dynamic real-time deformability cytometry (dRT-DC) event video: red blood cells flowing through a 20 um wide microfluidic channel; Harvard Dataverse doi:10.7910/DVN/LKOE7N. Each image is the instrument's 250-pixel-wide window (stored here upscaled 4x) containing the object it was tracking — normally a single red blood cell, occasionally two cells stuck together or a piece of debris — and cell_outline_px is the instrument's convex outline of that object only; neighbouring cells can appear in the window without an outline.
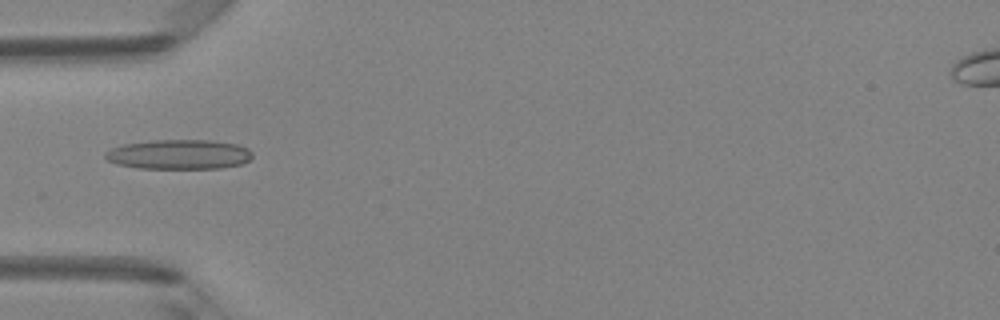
{"species": "Egyptian fruit bat (a non-hibernating species)", "species_latin": "Rousettus aegyptiacus", "temperature_condition": "room temperature", "stored_images_in_passage": 49, "camera_frame_rate_fps": 3000, "um_per_image_px": 0.085, "animal": {"sex": "female"}, "frame": {"image": 1, "passage_image": 16, "time_ms": 5.0, "image_size_px": [1000, 320], "cell_outline_px": [[252, 156], [248, 160], [240, 164], [220, 168], [140, 168], [116, 164], [108, 160], [104, 156], [112, 148], [124, 144], [152, 140], [208, 140], [236, 144], [248, 148], [252, 152]], "centroid_in_image_um": [15.22, 13.12], "position_along_channel_um": 69.8, "area_um2": 25.2}}
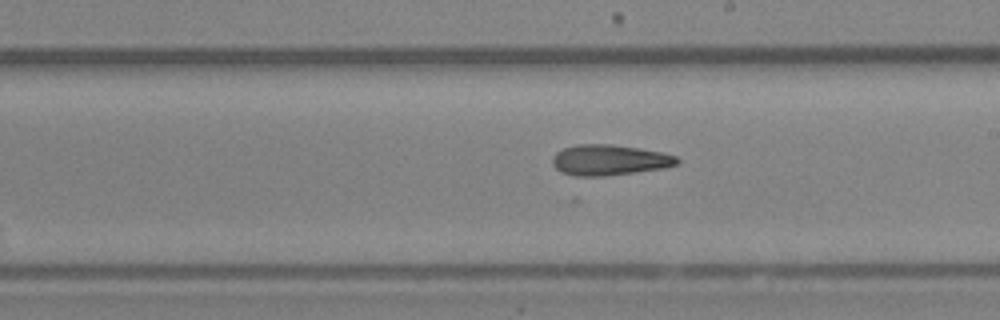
{"frame": {"image": 2, "passage_image": 28, "time_ms": 9.0, "image_size_px": [1000, 320], "cell_outline_px": [[680, 160], [676, 164], [664, 168], [604, 176], [576, 176], [560, 172], [552, 164], [552, 156], [556, 152], [564, 148], [580, 144], [612, 144], [660, 152], [676, 156]], "centroid_in_image_um": [51.75, 13.6], "position_along_channel_um": 237.2, "area_um2": 22.08}}
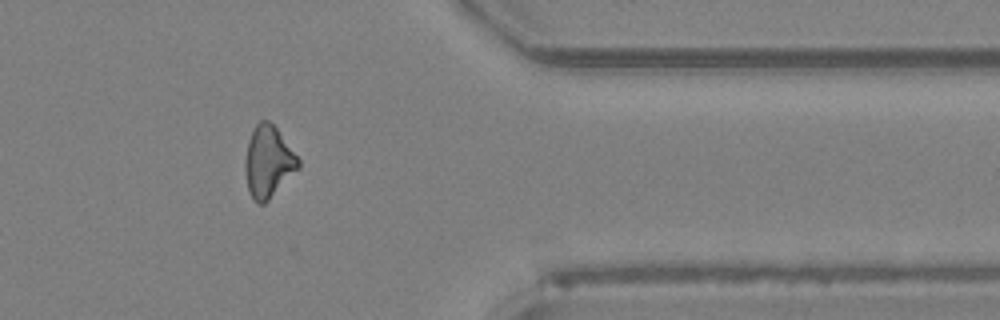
{"frame": {"image": 3, "passage_image": 40, "time_ms": 13.0, "image_size_px": [1000, 320], "cell_outline_px": [[300, 168], [264, 204], [256, 204], [252, 200], [248, 192], [244, 168], [244, 160], [248, 140], [256, 124], [260, 120], [268, 120], [276, 128], [300, 160]], "centroid_in_image_um": [22.78, 13.79], "position_along_channel_um": 388.6, "area_um2": 22.31}, "authors_computed_cell_mechanics": {"area_um2": 22.3108, "velocity_mm_per_s": 4.1849, "shape_relaxation_time_tau1_ms": null, "shape_relaxation_time_tau2_ms": 5.2828, "deformation_change_tau1": null, "deformation_change_tau2": 0.1726}}